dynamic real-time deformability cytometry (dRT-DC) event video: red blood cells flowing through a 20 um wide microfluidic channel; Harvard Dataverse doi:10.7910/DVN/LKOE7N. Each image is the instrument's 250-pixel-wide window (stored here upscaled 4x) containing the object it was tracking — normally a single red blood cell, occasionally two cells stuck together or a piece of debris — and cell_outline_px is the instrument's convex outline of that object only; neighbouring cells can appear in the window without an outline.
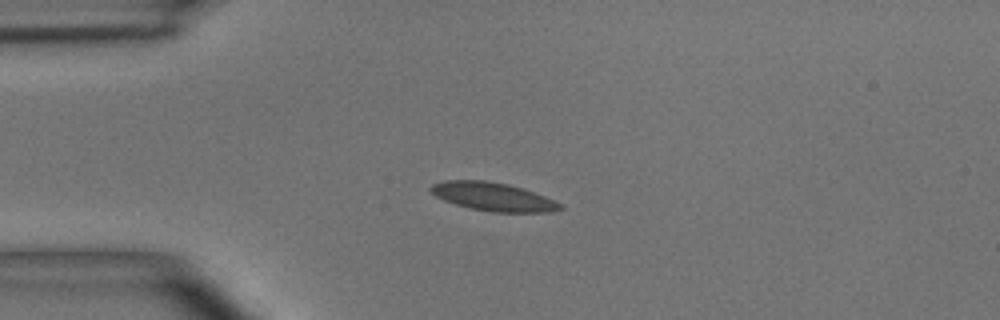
{"species": "common noctule bat (a hibernating species)", "species_latin": "Nyctalus noctula", "temperature_condition": "room temperature", "stored_images_in_passage": 5, "camera_frame_rate_fps": 3000, "um_per_image_px": 0.085, "animal": {"sex": "male", "body_mass_g": 15.6}, "frame": {"image": 1, "passage_image": 3, "time_ms": 2.333, "image_size_px": [1000, 320], "cell_outline_px": [[564, 208], [552, 212], [492, 212], [472, 208], [456, 204], [444, 200], [436, 196], [428, 188], [432, 184], [444, 180], [484, 180], [508, 184], [544, 196], [564, 204]], "centroid_in_image_um": [41.92, 16.72], "position_along_channel_um": 43.1, "area_um2": 21.27}}
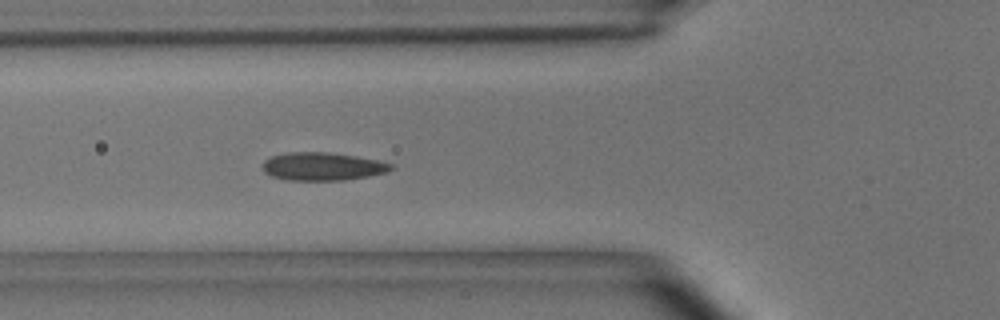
{"frame": {"image": 2, "passage_image": 5, "time_ms": 4.333, "image_size_px": [1000, 320], "cell_outline_px": [[396, 168], [388, 172], [368, 176], [344, 180], [288, 180], [272, 176], [264, 172], [264, 160], [272, 156], [288, 152], [328, 152], [356, 156], [380, 160], [392, 164]], "centroid_in_image_um": [27.47, 14.14], "position_along_channel_um": 98.3, "area_um2": 21.04}}